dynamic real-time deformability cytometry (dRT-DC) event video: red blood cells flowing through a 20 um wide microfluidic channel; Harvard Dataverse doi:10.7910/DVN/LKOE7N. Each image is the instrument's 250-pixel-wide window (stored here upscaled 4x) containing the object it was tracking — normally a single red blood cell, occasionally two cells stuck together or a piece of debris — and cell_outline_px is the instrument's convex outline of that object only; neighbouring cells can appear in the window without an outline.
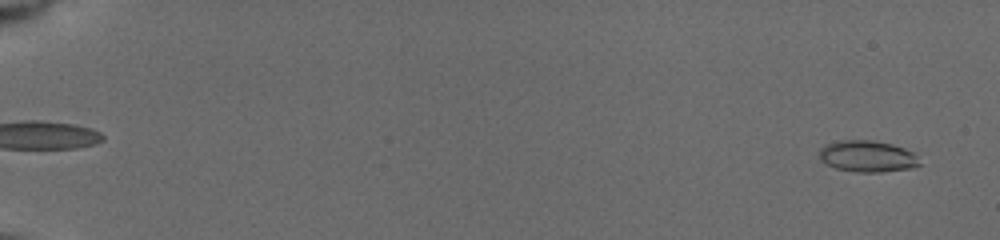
{"species": "common noctule bat (a hibernating species)", "species_latin": "Nyctalus noctula", "temperature_condition": "cold", "stored_images_in_passage": 26, "camera_frame_rate_fps": 3000, "um_per_image_px": 0.085, "animal": {"sex": "female", "body_mass_g": 19.5, "forearm_length_mm": 54.1}, "frame": {"image": 1, "passage_image": 5, "time_ms": 1.0, "image_size_px": [1000, 240], "cell_outline_px": [[920, 164], [912, 168], [880, 172], [856, 172], [836, 168], [820, 160], [820, 148], [824, 144], [836, 140], [872, 140], [892, 144], [904, 148], [912, 152], [916, 156]], "centroid_in_image_um": [73.7, 13.27], "position_along_channel_um": 11.3, "area_um2": 18.38}}
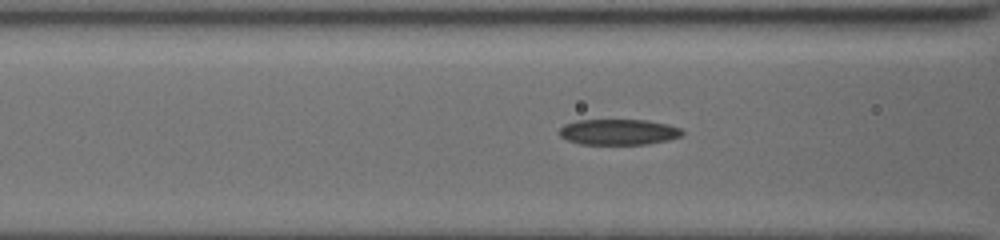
{"frame": {"image": 2, "passage_image": 21, "time_ms": 8.333, "image_size_px": [1000, 240], "cell_outline_px": [[684, 132], [680, 136], [668, 140], [648, 144], [580, 144], [568, 140], [560, 136], [556, 132], [564, 124], [576, 120], [648, 120], [668, 124], [680, 128]], "centroid_in_image_um": [52.55, 11.21], "position_along_channel_um": 114.1, "area_um2": 18.55}}
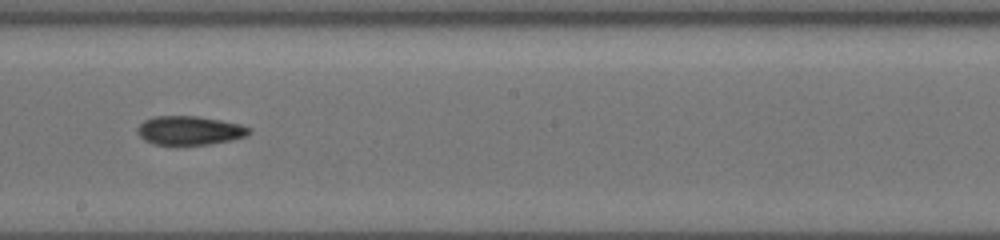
{"frame": {"image": 3, "passage_image": 26, "time_ms": 11.333, "image_size_px": [1000, 240], "cell_outline_px": [[252, 132], [248, 136], [232, 140], [208, 144], [152, 144], [144, 140], [136, 132], [136, 128], [144, 120], [152, 116], [196, 116], [220, 120], [240, 124], [252, 128]], "centroid_in_image_um": [16.12, 11.08], "position_along_channel_um": 232.1, "area_um2": 18.9}}